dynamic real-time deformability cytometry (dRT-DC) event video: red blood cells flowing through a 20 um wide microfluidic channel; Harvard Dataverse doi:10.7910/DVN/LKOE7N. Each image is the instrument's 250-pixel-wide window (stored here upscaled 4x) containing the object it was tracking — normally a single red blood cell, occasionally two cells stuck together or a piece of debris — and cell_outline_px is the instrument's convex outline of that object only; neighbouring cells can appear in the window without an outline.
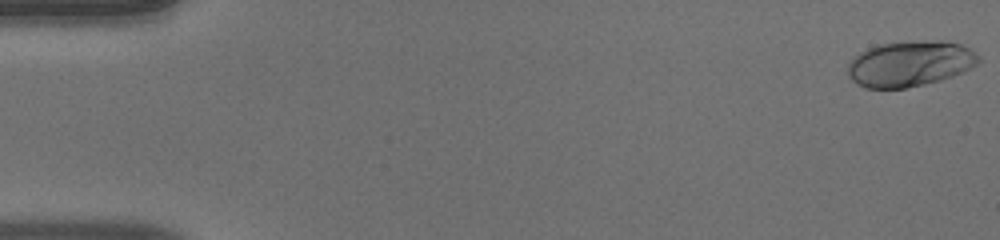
{"species": "human", "species_latin": "Homo sapiens", "temperature_condition": "warm", "stored_images_in_passage": 51, "camera_frame_rate_fps": 3000, "um_per_image_px": 0.085, "donor": {"sex": "male"}, "frame": {"image": 1, "passage_image": 1, "time_ms": 0.0, "image_size_px": [1000, 240], "cell_outline_px": [[980, 60], [976, 64], [952, 76], [940, 80], [924, 84], [904, 88], [864, 88], [856, 84], [848, 76], [848, 64], [852, 56], [868, 48], [880, 44], [912, 40], [940, 40], [960, 44], [968, 48], [980, 56]], "centroid_in_image_um": [77.3, 5.4], "position_along_channel_um": 7.7, "area_um2": 34.85}}
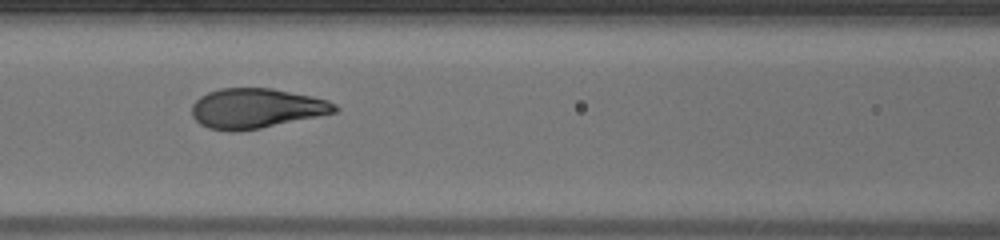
{"frame": {"image": 2, "passage_image": 23, "time_ms": 7.333, "image_size_px": [1000, 240], "cell_outline_px": [[340, 108], [336, 112], [260, 128], [232, 132], [208, 128], [200, 124], [192, 116], [192, 104], [200, 96], [208, 92], [220, 88], [272, 88], [312, 96], [328, 100], [336, 104]], "centroid_in_image_um": [21.76, 9.2], "position_along_channel_um": 144.8, "area_um2": 33.18}}
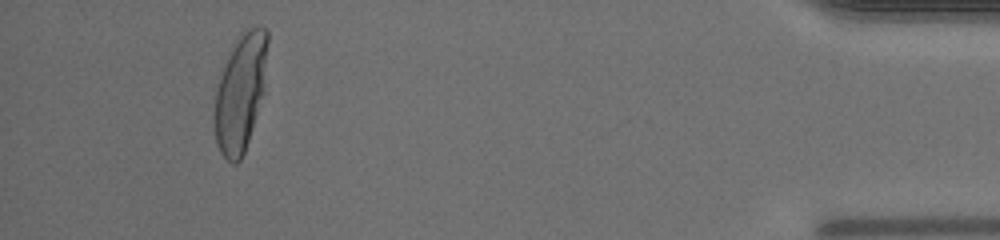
{"frame": {"image": 3, "passage_image": 48, "time_ms": 15.667, "image_size_px": [1000, 240], "cell_outline_px": [[268, 40], [264, 92], [244, 152], [240, 160], [236, 164], [232, 164], [220, 152], [216, 144], [216, 88], [220, 76], [236, 40], [244, 28], [264, 28], [268, 32]], "centroid_in_image_um": [20.47, 7.86], "position_along_channel_um": 414.7, "area_um2": 35.49}, "authors_computed_cell_mechanics": {"area_um2": 33.813, "velocity_mm_per_s": 4.0236, "shape_relaxation_time_tau1_ms": 3.6257, "shape_relaxation_time_tau2_ms": null, "deformation_change_tau1": 0.2224, "deformation_change_tau2": null}}